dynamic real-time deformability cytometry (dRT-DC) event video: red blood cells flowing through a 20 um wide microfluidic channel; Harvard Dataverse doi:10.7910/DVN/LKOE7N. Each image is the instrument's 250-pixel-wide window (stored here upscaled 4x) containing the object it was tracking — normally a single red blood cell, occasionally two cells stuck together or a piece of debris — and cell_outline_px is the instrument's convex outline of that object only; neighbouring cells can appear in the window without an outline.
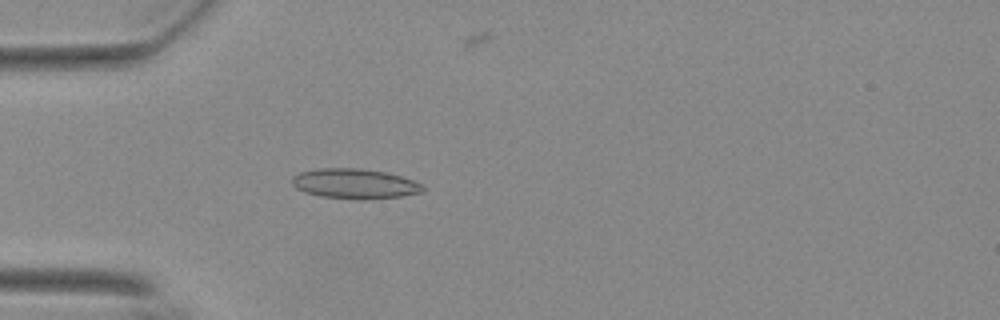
{"species": "Egyptian fruit bat (a non-hibernating species)", "species_latin": "Rousettus aegyptiacus", "temperature_condition": "warm", "stored_images_in_passage": 47, "camera_frame_rate_fps": 3000, "um_per_image_px": 0.085, "animal": {"sex": "female"}, "frame": {"image": 1, "passage_image": 8, "time_ms": 2.333, "image_size_px": [1000, 320], "cell_outline_px": [[424, 192], [400, 196], [360, 200], [320, 196], [304, 192], [296, 188], [292, 184], [292, 176], [300, 172], [320, 168], [360, 168], [388, 172], [412, 180], [420, 184], [424, 188]], "centroid_in_image_um": [30.13, 15.61], "position_along_channel_um": 54.9, "area_um2": 22.89}}
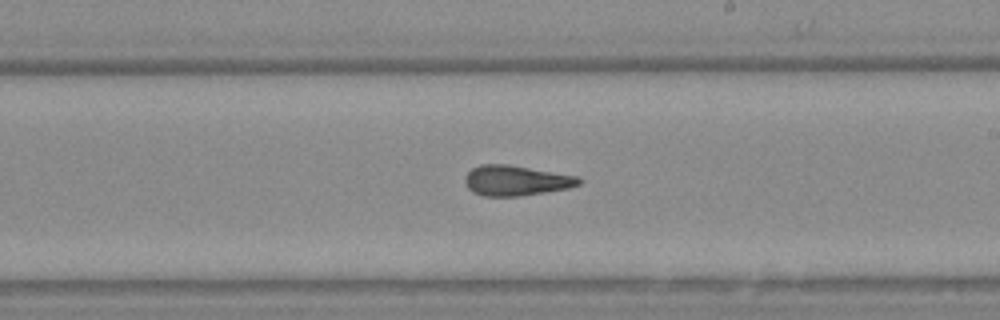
{"frame": {"image": 2, "passage_image": 24, "time_ms": 7.667, "image_size_px": [1000, 320], "cell_outline_px": [[580, 184], [568, 188], [520, 196], [484, 196], [472, 192], [464, 184], [464, 176], [472, 168], [480, 164], [508, 164], [576, 176], [580, 180]], "centroid_in_image_um": [43.78, 15.34], "position_along_channel_um": 245.2, "area_um2": 20.0}}
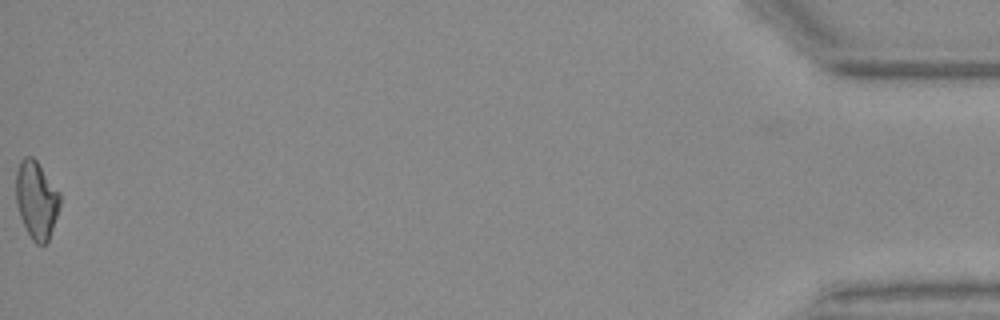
{"frame": {"image": 3, "passage_image": 47, "time_ms": 15.333, "image_size_px": [1000, 320], "cell_outline_px": [[60, 208], [48, 240], [44, 244], [36, 244], [32, 240], [20, 216], [16, 204], [16, 172], [20, 160], [24, 156], [32, 156], [36, 160], [60, 192]], "centroid_in_image_um": [3.1, 16.97], "position_along_channel_um": 432.1, "area_um2": 19.88}, "authors_computed_cell_mechanics": {"area_um2": 20.0566, "velocity_mm_per_s": 3.7235, "shape_relaxation_time_tau1_ms": null, "shape_relaxation_time_tau2_ms": 1.0627, "deformation_change_tau1": null, "deformation_change_tau2": 0.0862}}